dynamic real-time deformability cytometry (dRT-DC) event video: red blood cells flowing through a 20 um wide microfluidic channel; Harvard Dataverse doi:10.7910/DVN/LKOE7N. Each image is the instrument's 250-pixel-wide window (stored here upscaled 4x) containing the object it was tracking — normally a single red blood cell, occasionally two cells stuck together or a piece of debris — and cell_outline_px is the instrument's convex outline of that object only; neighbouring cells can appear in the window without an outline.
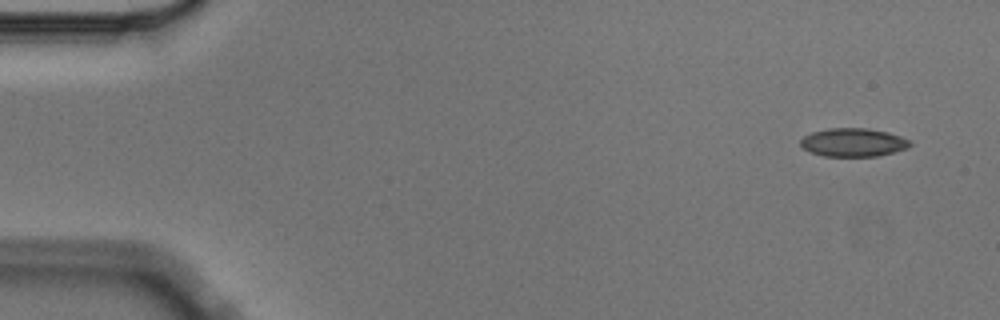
{"species": "Egyptian fruit bat (a non-hibernating species)", "species_latin": "Rousettus aegyptiacus", "temperature_condition": "cold", "stored_images_in_passage": 8, "camera_frame_rate_fps": 3000, "um_per_image_px": 0.085, "animal": {"sex": "male"}, "frame": {"image": 1, "passage_image": 1, "time_ms": 0.0, "image_size_px": [1000, 320], "cell_outline_px": [[912, 144], [908, 148], [876, 156], [824, 156], [812, 152], [804, 148], [800, 144], [800, 140], [804, 136], [812, 132], [828, 128], [868, 128], [888, 132], [900, 136], [908, 140]], "centroid_in_image_um": [72.52, 12.09], "position_along_channel_um": 12.5, "area_um2": 17.98}}
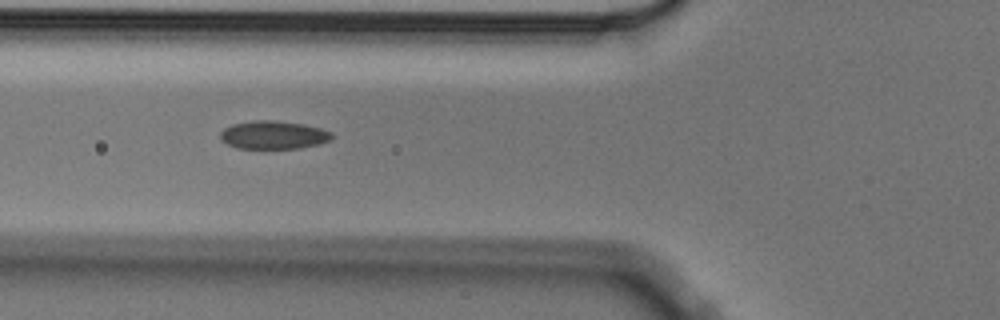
{"frame": {"image": 2, "passage_image": 6, "time_ms": 1.667, "image_size_px": [1000, 320], "cell_outline_px": [[332, 136], [328, 140], [320, 144], [300, 148], [236, 148], [220, 140], [220, 132], [224, 128], [232, 124], [252, 120], [276, 120], [304, 124], [320, 128], [332, 132]], "centroid_in_image_um": [23.21, 11.46], "position_along_channel_um": 102.6, "area_um2": 18.38}}
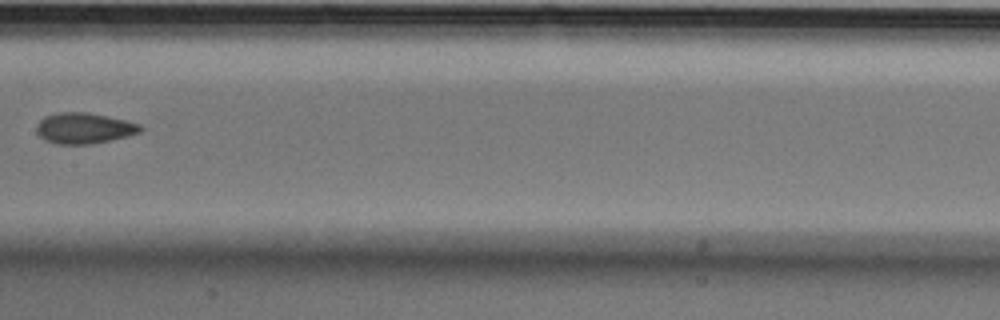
{"frame": {"image": 3, "passage_image": 8, "time_ms": 2.333, "image_size_px": [1000, 320], "cell_outline_px": [[144, 128], [140, 132], [128, 136], [112, 140], [92, 144], [56, 144], [44, 140], [36, 132], [36, 124], [44, 116], [60, 112], [88, 112], [108, 116], [140, 124]], "centroid_in_image_um": [7.14, 10.9], "position_along_channel_um": 200.3, "area_um2": 18.84}}